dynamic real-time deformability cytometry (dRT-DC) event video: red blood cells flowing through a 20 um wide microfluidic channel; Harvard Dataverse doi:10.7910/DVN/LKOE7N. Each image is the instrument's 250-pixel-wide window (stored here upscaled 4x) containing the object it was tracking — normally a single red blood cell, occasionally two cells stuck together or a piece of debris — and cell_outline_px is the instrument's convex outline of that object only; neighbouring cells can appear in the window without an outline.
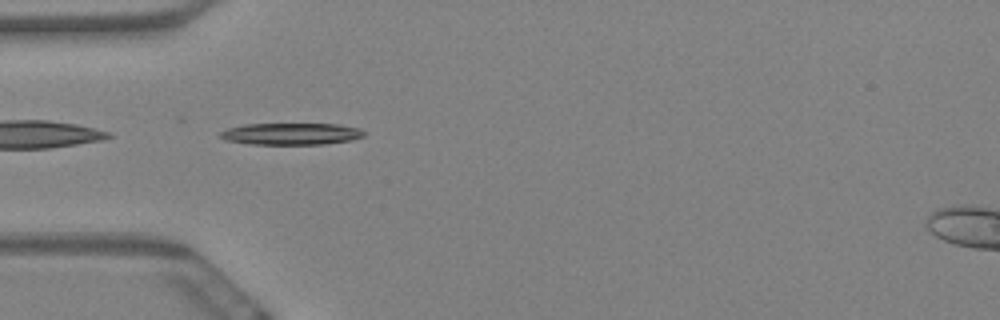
{"species": "Egyptian fruit bat (a non-hibernating species)", "species_latin": "Rousettus aegyptiacus", "temperature_condition": "warm", "stored_images_in_passage": 42, "camera_frame_rate_fps": 3000, "um_per_image_px": 0.085, "animal": {"sex": "female"}, "frame": {"image": 1, "passage_image": 1, "time_ms": 0.0, "image_size_px": [1000, 320], "cell_outline_px": [[364, 136], [352, 140], [324, 144], [252, 144], [224, 140], [220, 136], [220, 132], [228, 128], [244, 124], [336, 124], [360, 128], [364, 132]], "centroid_in_image_um": [24.75, 11.38], "position_along_channel_um": 60.2, "area_um2": 18.21}}
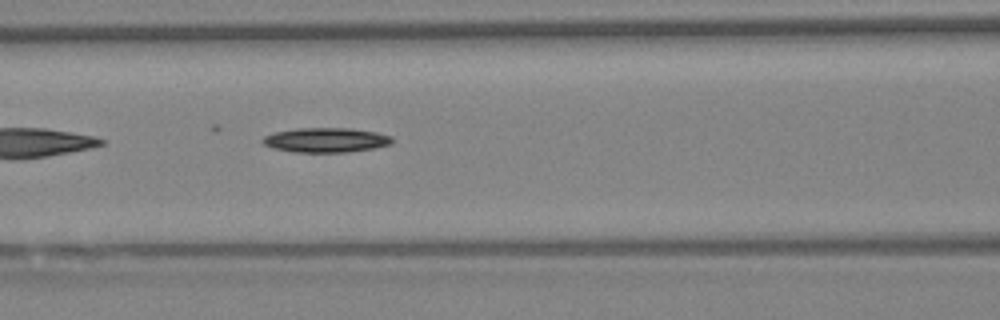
{"frame": {"image": 2, "passage_image": 8, "time_ms": 2.333, "image_size_px": [1000, 320], "cell_outline_px": [[392, 144], [372, 148], [348, 152], [296, 152], [276, 148], [264, 144], [260, 140], [264, 136], [276, 132], [296, 128], [352, 128], [376, 132], [392, 136]], "centroid_in_image_um": [27.72, 11.89], "position_along_channel_um": 138.9, "area_um2": 18.44}}
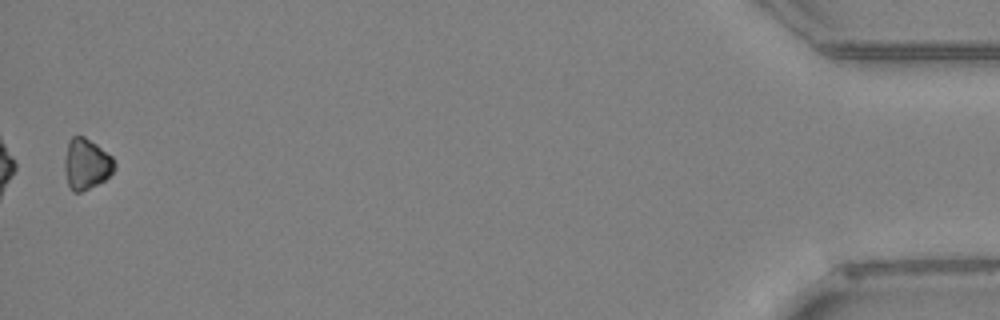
{"frame": {"image": 3, "passage_image": 41, "time_ms": 13.333, "image_size_px": [1000, 320], "cell_outline_px": [[116, 168], [104, 180], [80, 192], [72, 192], [68, 184], [64, 168], [64, 160], [68, 140], [72, 136], [84, 136], [96, 144], [112, 156], [116, 164]], "centroid_in_image_um": [7.33, 13.92], "position_along_channel_um": 427.9, "area_um2": 14.74}, "authors_computed_cell_mechanics": {"area_um2": 17.5423, "velocity_mm_per_s": 3.465, "shape_relaxation_time_tau1_ms": 2.1738, "shape_relaxation_time_tau2_ms": null, "deformation_change_tau1": 0.1064, "deformation_change_tau2": null}}